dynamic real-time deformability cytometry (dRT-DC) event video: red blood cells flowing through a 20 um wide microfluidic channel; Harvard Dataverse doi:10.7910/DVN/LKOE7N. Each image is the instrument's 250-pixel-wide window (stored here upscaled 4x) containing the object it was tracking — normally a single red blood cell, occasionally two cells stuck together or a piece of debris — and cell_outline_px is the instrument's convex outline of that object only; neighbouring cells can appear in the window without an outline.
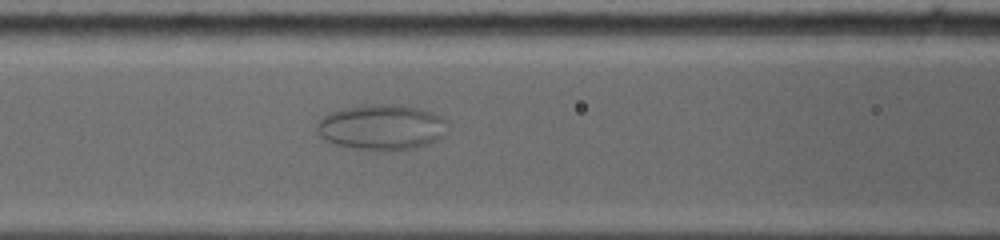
{"species": "common noctule bat (a hibernating species)", "species_latin": "Nyctalus noctula", "temperature_condition": "warm", "stored_images_in_passage": 79, "camera_frame_rate_fps": 5000, "um_per_image_px": 0.085, "animal": {"sex": "female", "body_mass_g": 19.0, "forearm_length_mm": 53.3}, "frame": {"image": 1, "passage_image": 14, "time_ms": 2.6, "image_size_px": [1000, 240], "cell_outline_px": [[444, 120], [440, 136], [436, 140], [412, 148], [360, 148], [336, 144], [320, 136], [316, 128], [316, 124], [328, 112], [344, 108], [372, 104], [392, 104], [416, 108], [440, 116]], "centroid_in_image_um": [32.34, 10.77], "position_along_channel_um": 134.3, "area_um2": 32.95}}
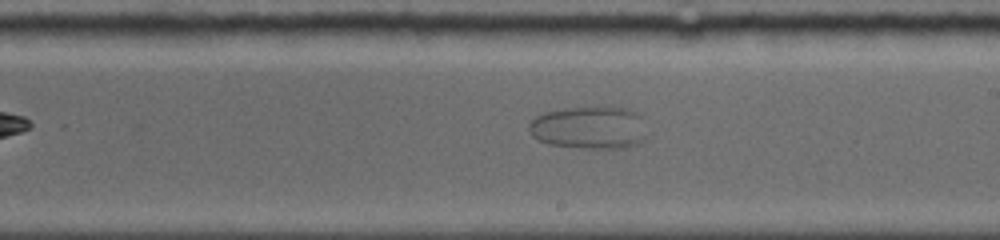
{"frame": {"image": 2, "passage_image": 28, "time_ms": 5.4, "image_size_px": [1000, 240], "cell_outline_px": [[636, 112], [632, 140], [628, 144], [548, 144], [532, 136], [532, 120], [536, 116], [544, 112], [568, 108], [628, 108]], "centroid_in_image_um": [49.74, 10.73], "position_along_channel_um": 239.3, "area_um2": 24.91}}